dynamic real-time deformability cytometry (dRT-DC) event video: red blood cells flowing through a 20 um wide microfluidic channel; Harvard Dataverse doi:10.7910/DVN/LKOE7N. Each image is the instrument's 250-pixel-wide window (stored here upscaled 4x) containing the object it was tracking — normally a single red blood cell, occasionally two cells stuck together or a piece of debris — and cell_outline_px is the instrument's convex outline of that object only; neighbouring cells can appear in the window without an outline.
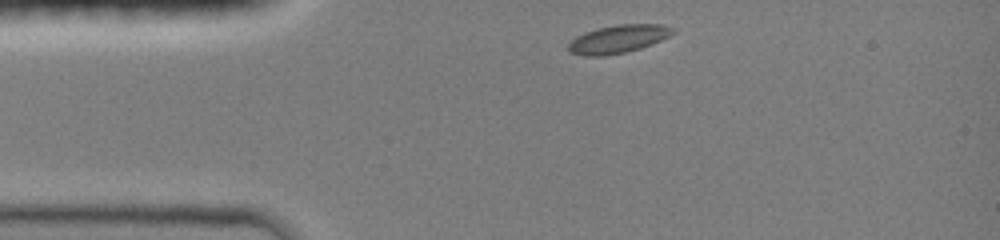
{"species": "common noctule bat (a hibernating species)", "species_latin": "Nyctalus noctula", "temperature_condition": "room temperature", "stored_images_in_passage": 3, "camera_frame_rate_fps": 3000, "um_per_image_px": 0.085, "animal": {"sex": "female", "body_mass_g": 19.0, "forearm_length_mm": 51.5}, "frame": {"image": 1, "passage_image": 1, "time_ms": 0.0, "image_size_px": [1000, 240], "cell_outline_px": [[676, 32], [652, 44], [640, 48], [624, 52], [604, 56], [584, 56], [568, 52], [568, 44], [576, 36], [584, 32], [596, 28], [616, 24], [664, 24], [676, 28]], "centroid_in_image_um": [52.54, 3.3], "position_along_channel_um": 32.5, "area_um2": 17.28}}